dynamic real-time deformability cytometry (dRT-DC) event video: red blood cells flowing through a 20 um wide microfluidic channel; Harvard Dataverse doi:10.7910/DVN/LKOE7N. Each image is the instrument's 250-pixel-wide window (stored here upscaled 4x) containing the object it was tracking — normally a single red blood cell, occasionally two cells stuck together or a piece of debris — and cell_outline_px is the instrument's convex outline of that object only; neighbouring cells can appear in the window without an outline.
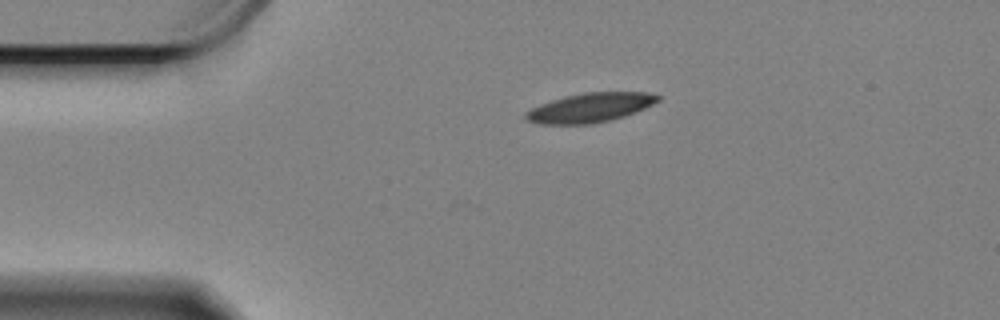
{"species": "Egyptian fruit bat (a non-hibernating species)", "species_latin": "Rousettus aegyptiacus", "temperature_condition": "cold", "stored_images_in_passage": 47, "camera_frame_rate_fps": 3000, "um_per_image_px": 0.085, "animal": {"sex": "female"}, "frame": {"image": 1, "passage_image": 1, "time_ms": 0.0, "image_size_px": [1000, 320], "cell_outline_px": [[660, 100], [644, 108], [624, 116], [608, 120], [588, 124], [540, 124], [528, 120], [524, 116], [524, 112], [540, 104], [564, 96], [584, 92], [648, 92], [660, 96]], "centroid_in_image_um": [50.14, 9.14], "position_along_channel_um": 34.9, "area_um2": 22.37}}
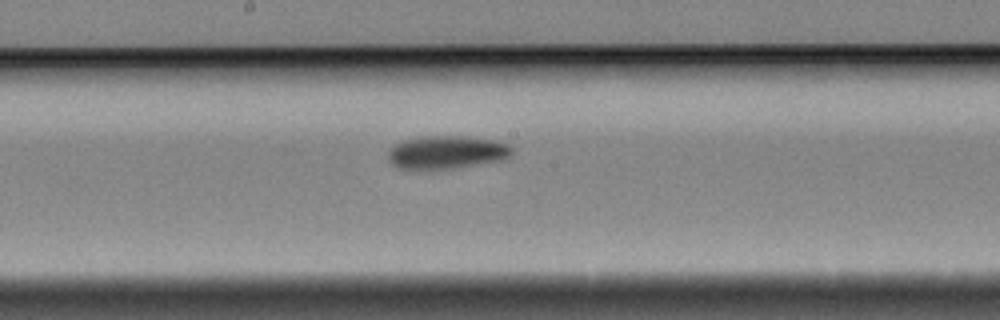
{"frame": {"image": 2, "passage_image": 20, "time_ms": 6.333, "image_size_px": [1000, 320], "cell_outline_px": [[512, 156], [504, 160], [452, 168], [400, 168], [392, 164], [388, 160], [388, 152], [400, 140], [420, 136], [464, 136], [492, 140], [508, 144], [512, 148]], "centroid_in_image_um": [37.98, 12.92], "position_along_channel_um": 210.2, "area_um2": 23.76}}
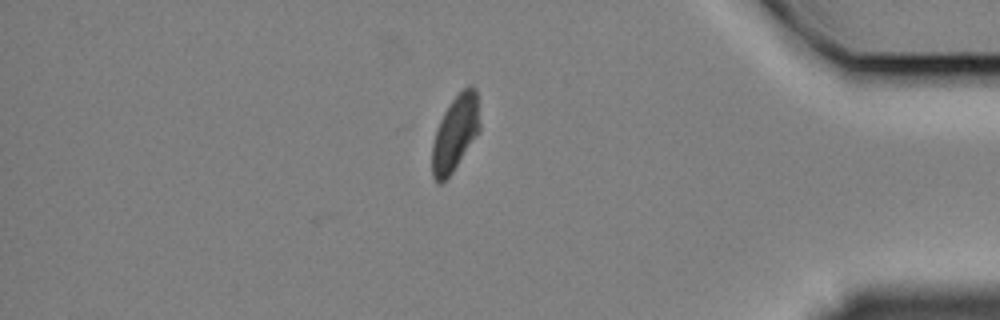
{"frame": {"image": 3, "passage_image": 40, "time_ms": 13.0, "image_size_px": [1000, 320], "cell_outline_px": [[480, 132], [452, 172], [440, 184], [432, 176], [432, 144], [436, 128], [444, 112], [452, 100], [468, 84], [472, 84], [476, 88], [480, 124]], "centroid_in_image_um": [38.71, 11.3], "position_along_channel_um": 396.5, "area_um2": 20.98}, "authors_computed_cell_mechanics": {"area_um2": 23.1778, "velocity_mm_per_s": 3.2932, "shape_relaxation_time_tau1_ms": 4.8148, "shape_relaxation_time_tau2_ms": 6.0747, "deformation_change_tau1": 0.1339, "deformation_change_tau2": 0.1037}}